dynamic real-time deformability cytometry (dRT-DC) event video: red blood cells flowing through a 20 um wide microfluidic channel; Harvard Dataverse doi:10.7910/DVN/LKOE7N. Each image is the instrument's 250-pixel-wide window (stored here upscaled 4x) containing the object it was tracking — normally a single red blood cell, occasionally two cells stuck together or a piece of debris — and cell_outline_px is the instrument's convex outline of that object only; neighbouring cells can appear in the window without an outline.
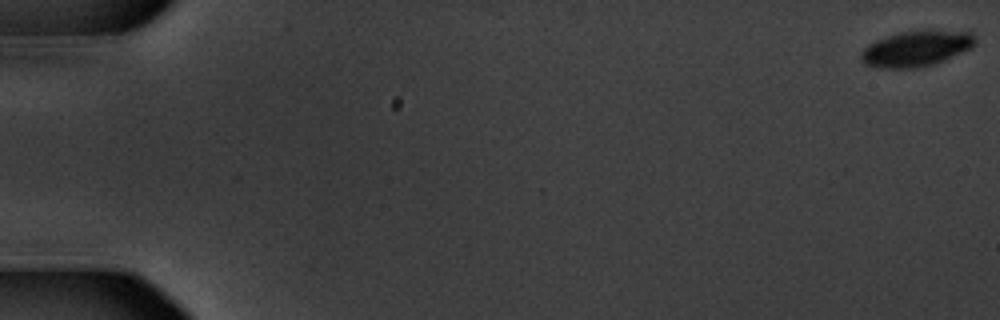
{"species": "common noctule bat (a hibernating species)", "species_latin": "Nyctalus noctula", "temperature_condition": "warm", "stored_images_in_passage": 58, "camera_frame_rate_fps": 3000, "um_per_image_px": 0.085, "animal": {"sex": "male", "body_mass_g": 20.1, "forearm_length_mm": 53.5}, "frame": {"image": 1, "passage_image": 1, "time_ms": 0.0, "image_size_px": [1000, 320], "cell_outline_px": [[976, 44], [972, 48], [936, 64], [920, 68], [880, 68], [864, 64], [860, 56], [860, 52], [868, 44], [876, 40], [900, 32], [932, 28], [972, 32], [976, 40]], "centroid_in_image_um": [77.93, 4.11], "position_along_channel_um": 7.1, "area_um2": 24.45}}
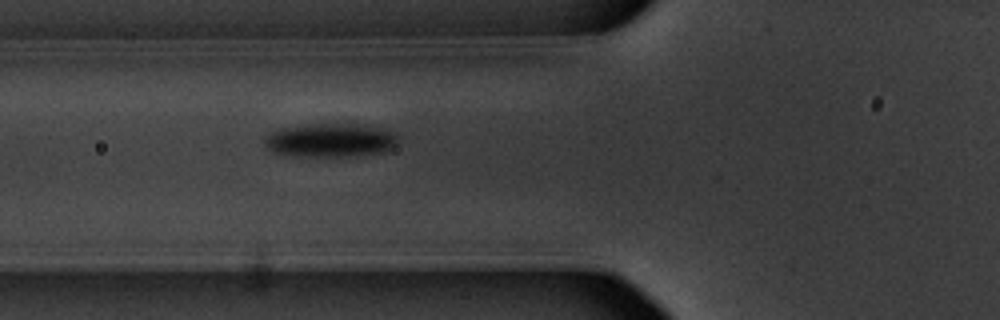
{"frame": {"image": 2, "passage_image": 23, "time_ms": 7.333, "image_size_px": [1000, 320], "cell_outline_px": [[396, 144], [392, 148], [384, 152], [348, 156], [296, 156], [276, 152], [268, 148], [264, 144], [264, 140], [272, 132], [280, 128], [308, 124], [348, 120], [368, 124], [396, 132]], "centroid_in_image_um": [28.16, 11.86], "position_along_channel_um": 97.6, "area_um2": 27.05}}
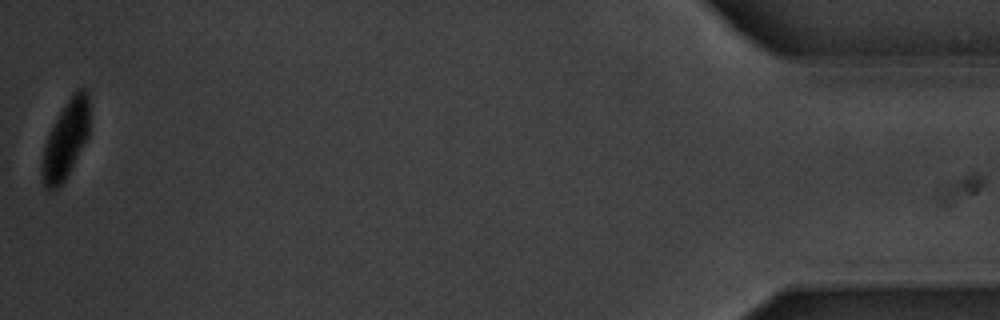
{"frame": {"image": 3, "passage_image": 58, "time_ms": 19.0, "image_size_px": [1000, 320], "cell_outline_px": [[88, 136], [64, 180], [52, 192], [44, 184], [40, 172], [40, 164], [44, 144], [60, 112], [72, 92], [76, 88], [88, 88]], "centroid_in_image_um": [5.56, 11.85], "position_along_channel_um": 429.6, "area_um2": 21.21}, "authors_computed_cell_mechanics": {"area_um2": 25.6921, "velocity_mm_per_s": 3.5798, "shape_relaxation_time_tau1_ms": 1.7536, "shape_relaxation_time_tau2_ms": null, "deformation_change_tau1": 0.1315, "deformation_change_tau2": null}}